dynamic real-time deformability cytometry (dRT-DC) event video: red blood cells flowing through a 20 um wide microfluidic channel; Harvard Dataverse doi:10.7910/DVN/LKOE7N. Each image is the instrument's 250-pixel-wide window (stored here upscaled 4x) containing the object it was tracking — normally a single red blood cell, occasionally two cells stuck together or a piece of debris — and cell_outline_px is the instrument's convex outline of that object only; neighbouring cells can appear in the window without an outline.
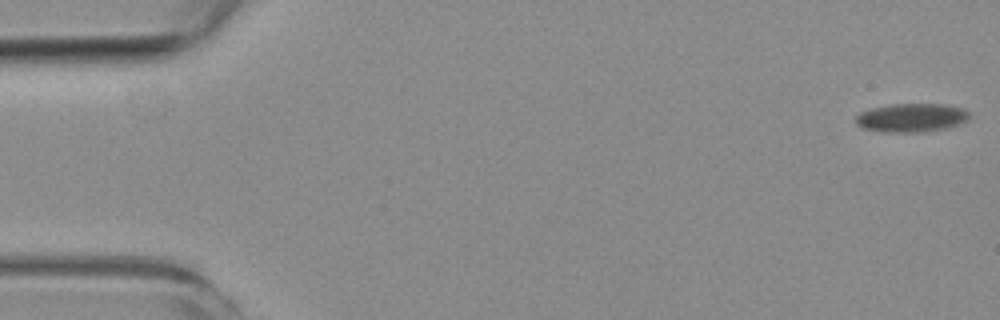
{"species": "common noctule bat (a hibernating species)", "species_latin": "Nyctalus noctula", "temperature_condition": "room temperature", "stored_images_in_passage": 7, "camera_frame_rate_fps": 3000, "um_per_image_px": 0.085, "animal": {"sex": "female", "body_mass_g": 19.3, "forearm_length_mm": 54.1}, "frame": {"image": 1, "passage_image": 1, "time_ms": 0.0, "image_size_px": [1000, 320], "cell_outline_px": [[968, 120], [960, 124], [948, 128], [924, 132], [884, 132], [860, 128], [856, 124], [856, 116], [860, 112], [872, 108], [892, 104], [948, 104], [964, 108], [968, 112]], "centroid_in_image_um": [77.48, 10.01], "position_along_channel_um": 7.5, "area_um2": 19.19}}
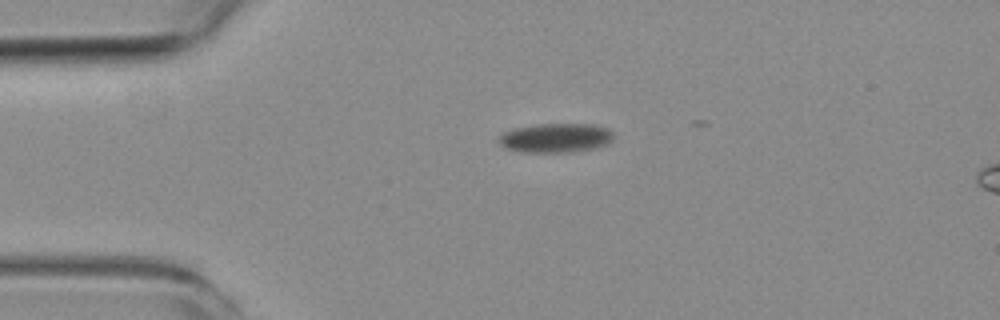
{"frame": {"image": 2, "passage_image": 5, "time_ms": 4.667, "image_size_px": [1000, 320], "cell_outline_px": [[612, 140], [608, 144], [596, 148], [572, 152], [524, 152], [504, 148], [500, 144], [500, 136], [504, 132], [516, 128], [540, 124], [592, 124], [608, 128], [612, 132]], "centroid_in_image_um": [47.27, 11.73], "position_along_channel_um": 37.7, "area_um2": 19.48}}